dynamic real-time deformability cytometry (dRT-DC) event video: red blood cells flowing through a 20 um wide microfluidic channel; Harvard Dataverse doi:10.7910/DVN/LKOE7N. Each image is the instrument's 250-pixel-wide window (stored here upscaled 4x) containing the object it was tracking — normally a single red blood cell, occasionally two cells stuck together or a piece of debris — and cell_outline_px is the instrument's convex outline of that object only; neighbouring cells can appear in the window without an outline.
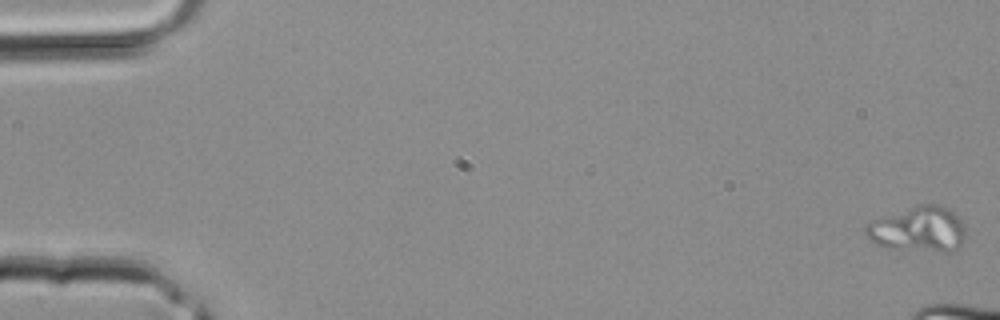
{"species": "common noctule bat (a hibernating species)", "species_latin": "Nyctalus noctula", "temperature_condition": "room temperature", "stored_images_in_passage": 12, "camera_frame_rate_fps": 3000, "um_per_image_px": 0.085, "animal": {"sex": "male", "body_mass_g": 20.4}, "frame": {"image": 1, "passage_image": 1, "time_ms": 0.0, "image_size_px": [1000, 320], "cell_outline_px": [[964, 236], [960, 244], [956, 248], [948, 252], [944, 252], [876, 244], [864, 232], [864, 228], [868, 224], [876, 220], [920, 204], [936, 204], [948, 208], [964, 224]], "centroid_in_image_um": [78.11, 19.46], "position_along_channel_um": 6.9, "area_um2": 25.09}}
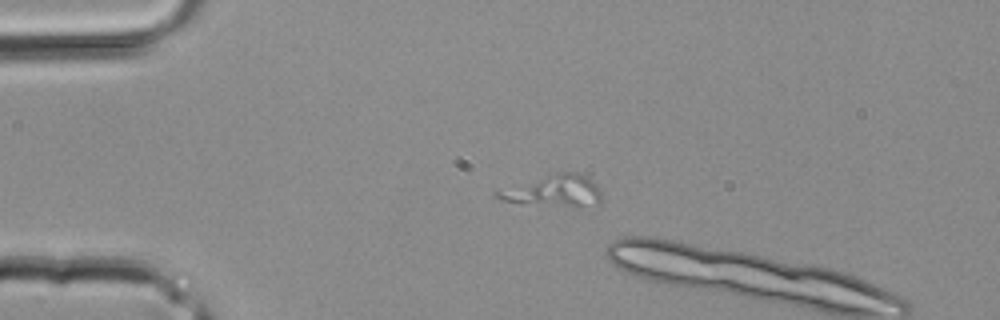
{"frame": {"image": 2, "passage_image": 10, "time_ms": 3.0, "image_size_px": [1000, 320], "cell_outline_px": [[600, 204], [556, 204], [504, 200], [496, 196], [492, 192], [496, 188], [556, 172], [576, 172], [584, 176], [596, 184], [600, 188]], "centroid_in_image_um": [46.99, 16.14], "position_along_channel_um": 38.0, "area_um2": 18.38}}